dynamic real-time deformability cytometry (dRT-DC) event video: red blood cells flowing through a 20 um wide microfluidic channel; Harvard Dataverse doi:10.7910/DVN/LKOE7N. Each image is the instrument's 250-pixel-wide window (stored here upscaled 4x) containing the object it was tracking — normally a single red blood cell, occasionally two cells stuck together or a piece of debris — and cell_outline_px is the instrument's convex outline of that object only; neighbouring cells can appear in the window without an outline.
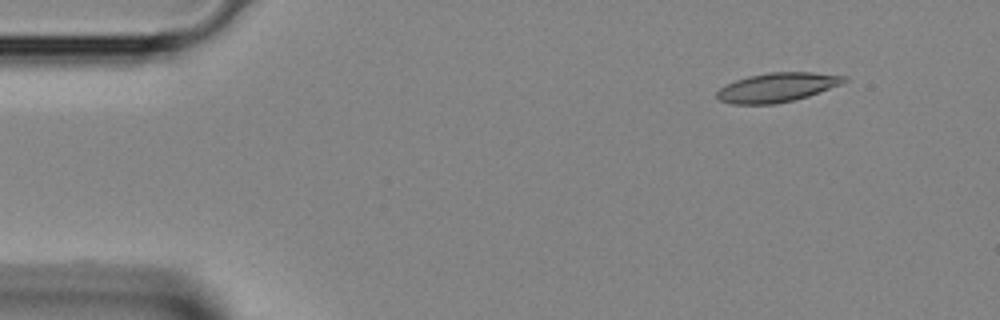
{"species": "Egyptian fruit bat (a non-hibernating species)", "species_latin": "Rousettus aegyptiacus", "temperature_condition": "room temperature", "stored_images_in_passage": 38, "camera_frame_rate_fps": 3000, "um_per_image_px": 0.085, "animal": {"sex": "female"}, "frame": {"image": 1, "passage_image": 1, "time_ms": 0.0, "image_size_px": [1000, 320], "cell_outline_px": [[848, 80], [840, 84], [808, 96], [776, 104], [732, 104], [720, 100], [716, 96], [716, 92], [724, 84], [748, 76], [768, 72], [812, 72], [848, 76]], "centroid_in_image_um": [66.03, 7.42], "position_along_channel_um": 19.0, "area_um2": 21.62}}
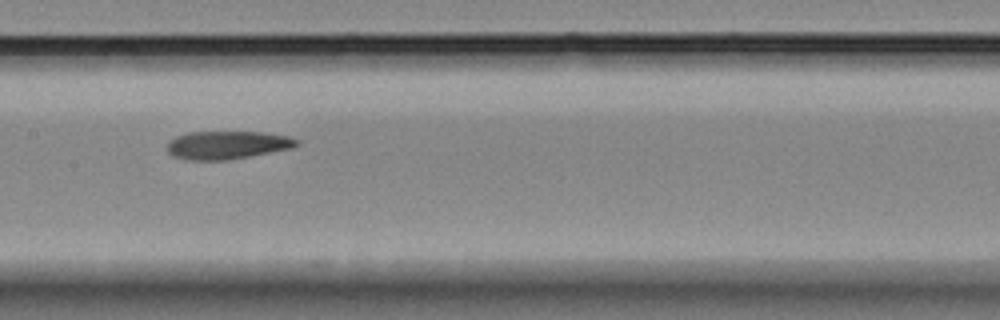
{"frame": {"image": 2, "passage_image": 17, "time_ms": 5.333, "image_size_px": [1000, 320], "cell_outline_px": [[300, 144], [292, 148], [228, 160], [184, 160], [172, 156], [168, 152], [168, 140], [176, 136], [188, 132], [264, 132], [288, 136], [300, 140]], "centroid_in_image_um": [19.3, 12.32], "position_along_channel_um": 188.1, "area_um2": 21.39}}
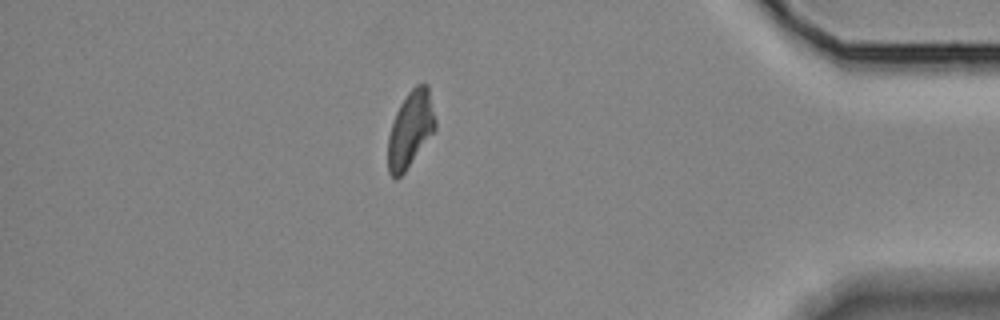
{"frame": {"image": 3, "passage_image": 33, "time_ms": 10.667, "image_size_px": [1000, 320], "cell_outline_px": [[436, 128], [404, 172], [396, 180], [388, 172], [388, 136], [396, 112], [400, 104], [408, 92], [416, 84], [428, 84], [436, 120]], "centroid_in_image_um": [34.88, 10.97], "position_along_channel_um": 400.3, "area_um2": 20.81}}